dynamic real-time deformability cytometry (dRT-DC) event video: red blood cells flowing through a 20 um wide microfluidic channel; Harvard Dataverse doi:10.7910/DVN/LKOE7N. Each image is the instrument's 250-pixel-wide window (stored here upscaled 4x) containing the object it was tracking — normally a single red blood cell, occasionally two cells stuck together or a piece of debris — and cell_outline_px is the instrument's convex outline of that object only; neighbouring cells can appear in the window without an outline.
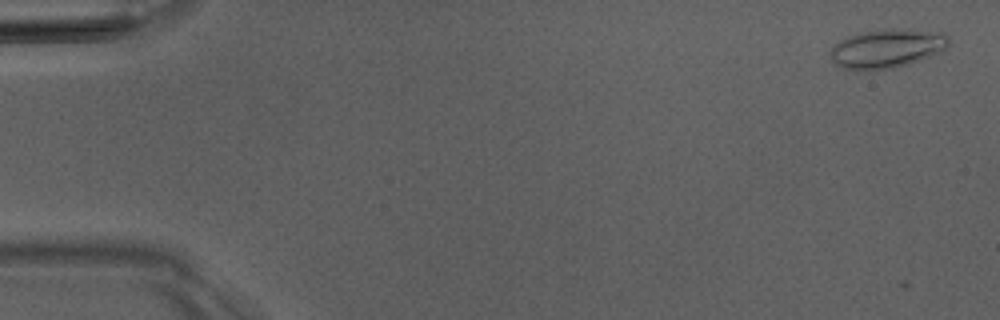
{"species": "Egyptian fruit bat (a non-hibernating species)", "species_latin": "Rousettus aegyptiacus", "temperature_condition": "room temperature", "stored_images_in_passage": 4, "camera_frame_rate_fps": 3000, "um_per_image_px": 0.085, "animal": {"sex": "male"}, "frame": {"image": 1, "passage_image": 1, "time_ms": 0.0, "image_size_px": [1000, 320], "cell_outline_px": [[948, 44], [944, 48], [928, 56], [908, 64], [892, 68], [872, 72], [868, 72], [844, 68], [836, 64], [832, 60], [832, 48], [840, 40], [848, 36], [864, 32], [888, 28], [904, 28], [944, 32], [948, 36]], "centroid_in_image_um": [75.38, 4.12], "position_along_channel_um": 9.6, "area_um2": 26.82}}